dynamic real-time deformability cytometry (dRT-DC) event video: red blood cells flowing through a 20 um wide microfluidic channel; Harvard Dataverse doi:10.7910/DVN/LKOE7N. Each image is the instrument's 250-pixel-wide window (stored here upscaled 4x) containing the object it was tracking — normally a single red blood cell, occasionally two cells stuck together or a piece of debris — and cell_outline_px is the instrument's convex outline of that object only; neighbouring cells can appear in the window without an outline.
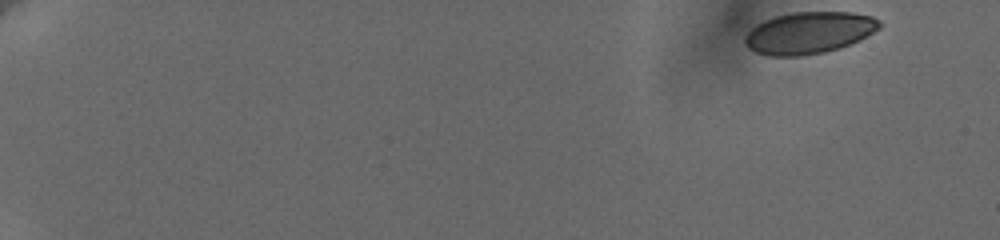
{"species": "human", "species_latin": "Homo sapiens", "temperature_condition": "cold", "stored_images_in_passage": 56, "camera_frame_rate_fps": 3000, "um_per_image_px": 0.085, "donor": {"sex": "female"}, "frame": {"image": 1, "passage_image": 1, "time_ms": 0.0, "image_size_px": [1000, 240], "cell_outline_px": [[880, 28], [860, 40], [840, 48], [824, 52], [800, 56], [768, 56], [756, 52], [748, 48], [744, 44], [744, 36], [756, 24], [764, 20], [776, 16], [792, 12], [852, 12], [872, 16], [880, 20]], "centroid_in_image_um": [68.76, 2.79], "position_along_channel_um": 16.2, "area_um2": 32.95}}
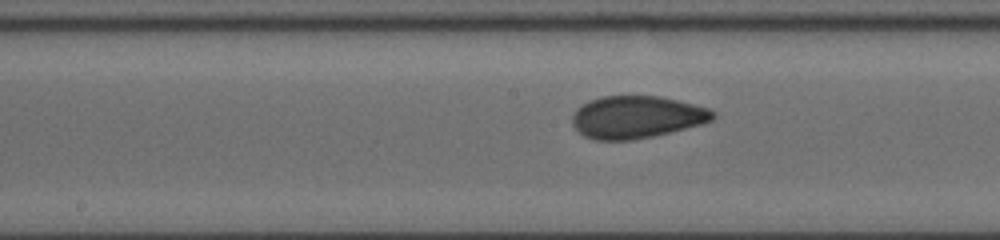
{"frame": {"image": 2, "passage_image": 31, "time_ms": 10.0, "image_size_px": [1000, 240], "cell_outline_px": [[716, 116], [712, 120], [704, 124], [652, 136], [632, 140], [596, 140], [584, 136], [572, 124], [572, 116], [576, 108], [592, 100], [604, 96], [660, 96], [708, 108], [716, 112]], "centroid_in_image_um": [54.13, 9.96], "position_along_channel_um": 194.1, "area_um2": 34.56}}
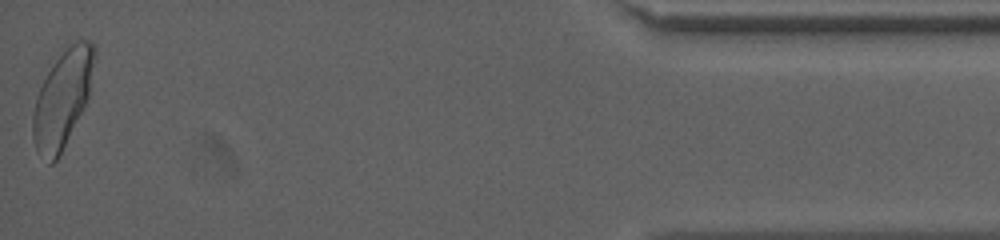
{"frame": {"image": 3, "passage_image": 56, "time_ms": 18.333, "image_size_px": [1000, 240], "cell_outline_px": [[96, 56], [88, 96], [56, 160], [52, 164], [48, 164], [36, 152], [32, 136], [32, 116], [36, 96], [48, 72], [68, 40], [88, 40], [96, 48]], "centroid_in_image_um": [5.29, 8.32], "position_along_channel_um": 429.9, "area_um2": 34.51}, "authors_computed_cell_mechanics": {"area_um2": 33.7263, "velocity_mm_per_s": 3.6321, "shape_relaxation_time_tau1_ms": 7.8898, "shape_relaxation_time_tau2_ms": 0.8035, "deformation_change_tau1": 0.1497, "deformation_change_tau2": 0.0404}}